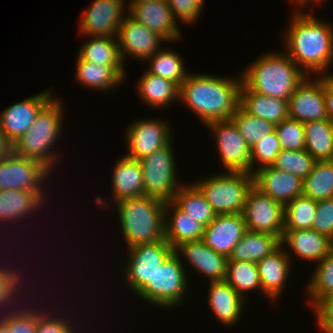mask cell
Wrapping results in <instances>:
<instances>
[{
	"label": "cell",
	"instance_id": "cell-35",
	"mask_svg": "<svg viewBox=\"0 0 333 333\" xmlns=\"http://www.w3.org/2000/svg\"><path fill=\"white\" fill-rule=\"evenodd\" d=\"M182 211L199 221L205 227L217 216L200 190L192 183L181 184L172 200Z\"/></svg>",
	"mask_w": 333,
	"mask_h": 333
},
{
	"label": "cell",
	"instance_id": "cell-31",
	"mask_svg": "<svg viewBox=\"0 0 333 333\" xmlns=\"http://www.w3.org/2000/svg\"><path fill=\"white\" fill-rule=\"evenodd\" d=\"M43 202L35 193L26 190H0V222L21 221L40 211Z\"/></svg>",
	"mask_w": 333,
	"mask_h": 333
},
{
	"label": "cell",
	"instance_id": "cell-40",
	"mask_svg": "<svg viewBox=\"0 0 333 333\" xmlns=\"http://www.w3.org/2000/svg\"><path fill=\"white\" fill-rule=\"evenodd\" d=\"M317 201L304 195L298 196L284 206V230L312 229Z\"/></svg>",
	"mask_w": 333,
	"mask_h": 333
},
{
	"label": "cell",
	"instance_id": "cell-7",
	"mask_svg": "<svg viewBox=\"0 0 333 333\" xmlns=\"http://www.w3.org/2000/svg\"><path fill=\"white\" fill-rule=\"evenodd\" d=\"M184 260L173 252L137 294L138 297L159 308H176L187 296L188 280Z\"/></svg>",
	"mask_w": 333,
	"mask_h": 333
},
{
	"label": "cell",
	"instance_id": "cell-32",
	"mask_svg": "<svg viewBox=\"0 0 333 333\" xmlns=\"http://www.w3.org/2000/svg\"><path fill=\"white\" fill-rule=\"evenodd\" d=\"M281 246V239L275 235L246 231L233 248L228 261H247L258 263Z\"/></svg>",
	"mask_w": 333,
	"mask_h": 333
},
{
	"label": "cell",
	"instance_id": "cell-49",
	"mask_svg": "<svg viewBox=\"0 0 333 333\" xmlns=\"http://www.w3.org/2000/svg\"><path fill=\"white\" fill-rule=\"evenodd\" d=\"M0 320L8 329H13V333H36L37 322L35 321L4 314H0Z\"/></svg>",
	"mask_w": 333,
	"mask_h": 333
},
{
	"label": "cell",
	"instance_id": "cell-39",
	"mask_svg": "<svg viewBox=\"0 0 333 333\" xmlns=\"http://www.w3.org/2000/svg\"><path fill=\"white\" fill-rule=\"evenodd\" d=\"M311 278L307 281L308 304L313 308L321 299L333 293V250L316 263Z\"/></svg>",
	"mask_w": 333,
	"mask_h": 333
},
{
	"label": "cell",
	"instance_id": "cell-56",
	"mask_svg": "<svg viewBox=\"0 0 333 333\" xmlns=\"http://www.w3.org/2000/svg\"><path fill=\"white\" fill-rule=\"evenodd\" d=\"M292 2L294 4H296L298 8H299V6H300V8H301V6H302V8L303 7L306 8V0H292Z\"/></svg>",
	"mask_w": 333,
	"mask_h": 333
},
{
	"label": "cell",
	"instance_id": "cell-33",
	"mask_svg": "<svg viewBox=\"0 0 333 333\" xmlns=\"http://www.w3.org/2000/svg\"><path fill=\"white\" fill-rule=\"evenodd\" d=\"M77 57L75 77L79 84H83L82 86L109 92L114 86L124 82V79L112 67L97 65Z\"/></svg>",
	"mask_w": 333,
	"mask_h": 333
},
{
	"label": "cell",
	"instance_id": "cell-42",
	"mask_svg": "<svg viewBox=\"0 0 333 333\" xmlns=\"http://www.w3.org/2000/svg\"><path fill=\"white\" fill-rule=\"evenodd\" d=\"M315 162L316 160L306 150H281L271 166L304 180L312 171Z\"/></svg>",
	"mask_w": 333,
	"mask_h": 333
},
{
	"label": "cell",
	"instance_id": "cell-20",
	"mask_svg": "<svg viewBox=\"0 0 333 333\" xmlns=\"http://www.w3.org/2000/svg\"><path fill=\"white\" fill-rule=\"evenodd\" d=\"M126 13L164 37L167 42L173 43L179 38L181 40L182 30L174 19L167 0L138 3L132 5Z\"/></svg>",
	"mask_w": 333,
	"mask_h": 333
},
{
	"label": "cell",
	"instance_id": "cell-23",
	"mask_svg": "<svg viewBox=\"0 0 333 333\" xmlns=\"http://www.w3.org/2000/svg\"><path fill=\"white\" fill-rule=\"evenodd\" d=\"M281 245L287 246L286 252L291 250L301 260L304 259L319 263L333 250V240L314 229L307 230H284Z\"/></svg>",
	"mask_w": 333,
	"mask_h": 333
},
{
	"label": "cell",
	"instance_id": "cell-22",
	"mask_svg": "<svg viewBox=\"0 0 333 333\" xmlns=\"http://www.w3.org/2000/svg\"><path fill=\"white\" fill-rule=\"evenodd\" d=\"M254 185L283 206L303 192V179L275 169L272 166L258 169L254 174Z\"/></svg>",
	"mask_w": 333,
	"mask_h": 333
},
{
	"label": "cell",
	"instance_id": "cell-2",
	"mask_svg": "<svg viewBox=\"0 0 333 333\" xmlns=\"http://www.w3.org/2000/svg\"><path fill=\"white\" fill-rule=\"evenodd\" d=\"M242 76L224 77L188 73L180 85L179 102L194 112L205 126L213 121L230 120L240 107Z\"/></svg>",
	"mask_w": 333,
	"mask_h": 333
},
{
	"label": "cell",
	"instance_id": "cell-6",
	"mask_svg": "<svg viewBox=\"0 0 333 333\" xmlns=\"http://www.w3.org/2000/svg\"><path fill=\"white\" fill-rule=\"evenodd\" d=\"M217 215L238 214L244 210L254 177L246 172H226L193 183Z\"/></svg>",
	"mask_w": 333,
	"mask_h": 333
},
{
	"label": "cell",
	"instance_id": "cell-17",
	"mask_svg": "<svg viewBox=\"0 0 333 333\" xmlns=\"http://www.w3.org/2000/svg\"><path fill=\"white\" fill-rule=\"evenodd\" d=\"M53 98L52 90H46L5 108L0 114V129L6 138L14 144Z\"/></svg>",
	"mask_w": 333,
	"mask_h": 333
},
{
	"label": "cell",
	"instance_id": "cell-1",
	"mask_svg": "<svg viewBox=\"0 0 333 333\" xmlns=\"http://www.w3.org/2000/svg\"><path fill=\"white\" fill-rule=\"evenodd\" d=\"M301 10V11H300ZM285 31V52L310 76H332L333 24L302 9L294 10Z\"/></svg>",
	"mask_w": 333,
	"mask_h": 333
},
{
	"label": "cell",
	"instance_id": "cell-52",
	"mask_svg": "<svg viewBox=\"0 0 333 333\" xmlns=\"http://www.w3.org/2000/svg\"><path fill=\"white\" fill-rule=\"evenodd\" d=\"M8 299V287L4 277L0 274V314L5 310Z\"/></svg>",
	"mask_w": 333,
	"mask_h": 333
},
{
	"label": "cell",
	"instance_id": "cell-28",
	"mask_svg": "<svg viewBox=\"0 0 333 333\" xmlns=\"http://www.w3.org/2000/svg\"><path fill=\"white\" fill-rule=\"evenodd\" d=\"M240 107L250 115L269 121L274 125L289 117L288 101L252 91L244 83L240 91Z\"/></svg>",
	"mask_w": 333,
	"mask_h": 333
},
{
	"label": "cell",
	"instance_id": "cell-12",
	"mask_svg": "<svg viewBox=\"0 0 333 333\" xmlns=\"http://www.w3.org/2000/svg\"><path fill=\"white\" fill-rule=\"evenodd\" d=\"M206 127L216 139V148L224 169L228 172L250 173L251 148L246 144L234 121H213Z\"/></svg>",
	"mask_w": 333,
	"mask_h": 333
},
{
	"label": "cell",
	"instance_id": "cell-24",
	"mask_svg": "<svg viewBox=\"0 0 333 333\" xmlns=\"http://www.w3.org/2000/svg\"><path fill=\"white\" fill-rule=\"evenodd\" d=\"M208 287V304L212 313L214 312L213 315H215L216 320L222 325L235 326L243 315L242 311L246 304V299L226 281L210 282Z\"/></svg>",
	"mask_w": 333,
	"mask_h": 333
},
{
	"label": "cell",
	"instance_id": "cell-21",
	"mask_svg": "<svg viewBox=\"0 0 333 333\" xmlns=\"http://www.w3.org/2000/svg\"><path fill=\"white\" fill-rule=\"evenodd\" d=\"M286 246H280L272 254L265 256L257 264L262 293L277 300L283 294L287 280L289 279L292 261L290 253L286 252Z\"/></svg>",
	"mask_w": 333,
	"mask_h": 333
},
{
	"label": "cell",
	"instance_id": "cell-5",
	"mask_svg": "<svg viewBox=\"0 0 333 333\" xmlns=\"http://www.w3.org/2000/svg\"><path fill=\"white\" fill-rule=\"evenodd\" d=\"M62 105L59 98H53L38 113L30 129L13 144L15 154L42 163L52 173L53 168L59 163L53 146L59 141V136L63 132Z\"/></svg>",
	"mask_w": 333,
	"mask_h": 333
},
{
	"label": "cell",
	"instance_id": "cell-30",
	"mask_svg": "<svg viewBox=\"0 0 333 333\" xmlns=\"http://www.w3.org/2000/svg\"><path fill=\"white\" fill-rule=\"evenodd\" d=\"M136 91L146 105L153 108H165L179 100L180 87L173 81L153 75L147 71L137 82ZM176 99V100H175Z\"/></svg>",
	"mask_w": 333,
	"mask_h": 333
},
{
	"label": "cell",
	"instance_id": "cell-3",
	"mask_svg": "<svg viewBox=\"0 0 333 333\" xmlns=\"http://www.w3.org/2000/svg\"><path fill=\"white\" fill-rule=\"evenodd\" d=\"M265 52L241 74L252 91L288 101L296 86L307 76L286 52Z\"/></svg>",
	"mask_w": 333,
	"mask_h": 333
},
{
	"label": "cell",
	"instance_id": "cell-55",
	"mask_svg": "<svg viewBox=\"0 0 333 333\" xmlns=\"http://www.w3.org/2000/svg\"><path fill=\"white\" fill-rule=\"evenodd\" d=\"M149 2V1H160V0H132L129 4H128V9L132 6V5H135V4H138V3H144V2Z\"/></svg>",
	"mask_w": 333,
	"mask_h": 333
},
{
	"label": "cell",
	"instance_id": "cell-8",
	"mask_svg": "<svg viewBox=\"0 0 333 333\" xmlns=\"http://www.w3.org/2000/svg\"><path fill=\"white\" fill-rule=\"evenodd\" d=\"M171 144L172 140L139 160L143 170L144 196L159 199L164 203L172 201L181 187L176 179L177 164Z\"/></svg>",
	"mask_w": 333,
	"mask_h": 333
},
{
	"label": "cell",
	"instance_id": "cell-26",
	"mask_svg": "<svg viewBox=\"0 0 333 333\" xmlns=\"http://www.w3.org/2000/svg\"><path fill=\"white\" fill-rule=\"evenodd\" d=\"M112 172L114 202L144 196L143 170L139 160L124 155L116 161Z\"/></svg>",
	"mask_w": 333,
	"mask_h": 333
},
{
	"label": "cell",
	"instance_id": "cell-18",
	"mask_svg": "<svg viewBox=\"0 0 333 333\" xmlns=\"http://www.w3.org/2000/svg\"><path fill=\"white\" fill-rule=\"evenodd\" d=\"M173 251L179 259L184 257L185 263L187 262L189 266L194 267L208 280L210 279L209 282L225 281L228 258L216 253L202 239L183 242L177 245Z\"/></svg>",
	"mask_w": 333,
	"mask_h": 333
},
{
	"label": "cell",
	"instance_id": "cell-11",
	"mask_svg": "<svg viewBox=\"0 0 333 333\" xmlns=\"http://www.w3.org/2000/svg\"><path fill=\"white\" fill-rule=\"evenodd\" d=\"M248 231L267 233L282 239L284 206L255 185L249 190L242 212Z\"/></svg>",
	"mask_w": 333,
	"mask_h": 333
},
{
	"label": "cell",
	"instance_id": "cell-4",
	"mask_svg": "<svg viewBox=\"0 0 333 333\" xmlns=\"http://www.w3.org/2000/svg\"><path fill=\"white\" fill-rule=\"evenodd\" d=\"M163 201L140 196L115 202L126 248L165 240Z\"/></svg>",
	"mask_w": 333,
	"mask_h": 333
},
{
	"label": "cell",
	"instance_id": "cell-46",
	"mask_svg": "<svg viewBox=\"0 0 333 333\" xmlns=\"http://www.w3.org/2000/svg\"><path fill=\"white\" fill-rule=\"evenodd\" d=\"M56 313V314H55ZM63 316V317H62ZM67 319V316L63 314L60 316L56 312L50 313L44 320L37 322L36 333H78L80 330L78 329L77 322H74V318L72 320ZM74 322V324H73ZM77 325V328L75 327ZM79 330V331H78Z\"/></svg>",
	"mask_w": 333,
	"mask_h": 333
},
{
	"label": "cell",
	"instance_id": "cell-51",
	"mask_svg": "<svg viewBox=\"0 0 333 333\" xmlns=\"http://www.w3.org/2000/svg\"><path fill=\"white\" fill-rule=\"evenodd\" d=\"M13 151V144L6 138L0 129V160Z\"/></svg>",
	"mask_w": 333,
	"mask_h": 333
},
{
	"label": "cell",
	"instance_id": "cell-41",
	"mask_svg": "<svg viewBox=\"0 0 333 333\" xmlns=\"http://www.w3.org/2000/svg\"><path fill=\"white\" fill-rule=\"evenodd\" d=\"M238 127L241 136L251 148L275 130V125L259 117L250 115L239 107L231 118Z\"/></svg>",
	"mask_w": 333,
	"mask_h": 333
},
{
	"label": "cell",
	"instance_id": "cell-37",
	"mask_svg": "<svg viewBox=\"0 0 333 333\" xmlns=\"http://www.w3.org/2000/svg\"><path fill=\"white\" fill-rule=\"evenodd\" d=\"M148 61L147 72L173 81L179 87L188 74L182 56L173 49L161 48L145 62Z\"/></svg>",
	"mask_w": 333,
	"mask_h": 333
},
{
	"label": "cell",
	"instance_id": "cell-43",
	"mask_svg": "<svg viewBox=\"0 0 333 333\" xmlns=\"http://www.w3.org/2000/svg\"><path fill=\"white\" fill-rule=\"evenodd\" d=\"M280 151L278 135L274 130L251 147L250 173L254 174L258 169L271 166Z\"/></svg>",
	"mask_w": 333,
	"mask_h": 333
},
{
	"label": "cell",
	"instance_id": "cell-47",
	"mask_svg": "<svg viewBox=\"0 0 333 333\" xmlns=\"http://www.w3.org/2000/svg\"><path fill=\"white\" fill-rule=\"evenodd\" d=\"M312 229L333 240V198L317 201Z\"/></svg>",
	"mask_w": 333,
	"mask_h": 333
},
{
	"label": "cell",
	"instance_id": "cell-29",
	"mask_svg": "<svg viewBox=\"0 0 333 333\" xmlns=\"http://www.w3.org/2000/svg\"><path fill=\"white\" fill-rule=\"evenodd\" d=\"M24 275L23 273L21 274L20 271H15L12 273H3L2 276L4 277L6 283H7V287H8V299H7V304L5 307V310L3 312L4 315L7 316H14V317H21V318H26L35 322H39L41 320H44L50 313H52V310L54 311V308L48 312V310H46L45 308L41 309L40 306L37 307V304H33L32 300H31V305H28V300L26 299L29 295H24L25 291L23 292V287L25 285V281H24V277L22 276ZM23 277V278H22ZM23 279V280H22ZM24 281V282H22ZM27 286V285H25ZM24 286V289H26V287ZM21 293V295H20ZM21 296V297H20ZM23 296H27L25 298V302L26 305H24L22 302L19 301L20 299L22 301H24ZM31 296H29L30 298ZM18 300V301H17ZM18 302V303H17ZM30 302V300H29ZM15 305H14V304ZM20 305V306H19ZM17 306V307H16ZM26 306V307H24ZM30 306V307H28ZM36 308V309H34Z\"/></svg>",
	"mask_w": 333,
	"mask_h": 333
},
{
	"label": "cell",
	"instance_id": "cell-38",
	"mask_svg": "<svg viewBox=\"0 0 333 333\" xmlns=\"http://www.w3.org/2000/svg\"><path fill=\"white\" fill-rule=\"evenodd\" d=\"M225 281L244 299L247 291H261L259 271L256 263L247 261H227ZM246 293V294H245Z\"/></svg>",
	"mask_w": 333,
	"mask_h": 333
},
{
	"label": "cell",
	"instance_id": "cell-15",
	"mask_svg": "<svg viewBox=\"0 0 333 333\" xmlns=\"http://www.w3.org/2000/svg\"><path fill=\"white\" fill-rule=\"evenodd\" d=\"M117 39L123 62L128 55L145 62L160 50V42H167L164 37L149 30L128 13L119 26Z\"/></svg>",
	"mask_w": 333,
	"mask_h": 333
},
{
	"label": "cell",
	"instance_id": "cell-45",
	"mask_svg": "<svg viewBox=\"0 0 333 333\" xmlns=\"http://www.w3.org/2000/svg\"><path fill=\"white\" fill-rule=\"evenodd\" d=\"M172 15L176 21L182 24H190L199 20L203 13L204 0H167Z\"/></svg>",
	"mask_w": 333,
	"mask_h": 333
},
{
	"label": "cell",
	"instance_id": "cell-25",
	"mask_svg": "<svg viewBox=\"0 0 333 333\" xmlns=\"http://www.w3.org/2000/svg\"><path fill=\"white\" fill-rule=\"evenodd\" d=\"M204 230L203 224L182 211L173 201L165 204L164 237L173 249L183 242L201 240Z\"/></svg>",
	"mask_w": 333,
	"mask_h": 333
},
{
	"label": "cell",
	"instance_id": "cell-19",
	"mask_svg": "<svg viewBox=\"0 0 333 333\" xmlns=\"http://www.w3.org/2000/svg\"><path fill=\"white\" fill-rule=\"evenodd\" d=\"M247 231L242 213L217 215L203 232V242L216 253L230 257Z\"/></svg>",
	"mask_w": 333,
	"mask_h": 333
},
{
	"label": "cell",
	"instance_id": "cell-10",
	"mask_svg": "<svg viewBox=\"0 0 333 333\" xmlns=\"http://www.w3.org/2000/svg\"><path fill=\"white\" fill-rule=\"evenodd\" d=\"M127 251L129 253L123 276L128 289H132L136 294L152 280L156 270L174 252L166 240L138 244Z\"/></svg>",
	"mask_w": 333,
	"mask_h": 333
},
{
	"label": "cell",
	"instance_id": "cell-50",
	"mask_svg": "<svg viewBox=\"0 0 333 333\" xmlns=\"http://www.w3.org/2000/svg\"><path fill=\"white\" fill-rule=\"evenodd\" d=\"M323 93L327 117L333 121V75L323 76Z\"/></svg>",
	"mask_w": 333,
	"mask_h": 333
},
{
	"label": "cell",
	"instance_id": "cell-36",
	"mask_svg": "<svg viewBox=\"0 0 333 333\" xmlns=\"http://www.w3.org/2000/svg\"><path fill=\"white\" fill-rule=\"evenodd\" d=\"M302 195L319 201L333 198V160L316 161L303 180Z\"/></svg>",
	"mask_w": 333,
	"mask_h": 333
},
{
	"label": "cell",
	"instance_id": "cell-34",
	"mask_svg": "<svg viewBox=\"0 0 333 333\" xmlns=\"http://www.w3.org/2000/svg\"><path fill=\"white\" fill-rule=\"evenodd\" d=\"M305 130V150L316 160H333L332 121H309L303 123Z\"/></svg>",
	"mask_w": 333,
	"mask_h": 333
},
{
	"label": "cell",
	"instance_id": "cell-14",
	"mask_svg": "<svg viewBox=\"0 0 333 333\" xmlns=\"http://www.w3.org/2000/svg\"><path fill=\"white\" fill-rule=\"evenodd\" d=\"M125 3V0H94L80 17L81 36L117 37L119 26L126 17L124 11H128Z\"/></svg>",
	"mask_w": 333,
	"mask_h": 333
},
{
	"label": "cell",
	"instance_id": "cell-48",
	"mask_svg": "<svg viewBox=\"0 0 333 333\" xmlns=\"http://www.w3.org/2000/svg\"><path fill=\"white\" fill-rule=\"evenodd\" d=\"M312 309L321 331L333 333V293L321 299Z\"/></svg>",
	"mask_w": 333,
	"mask_h": 333
},
{
	"label": "cell",
	"instance_id": "cell-54",
	"mask_svg": "<svg viewBox=\"0 0 333 333\" xmlns=\"http://www.w3.org/2000/svg\"><path fill=\"white\" fill-rule=\"evenodd\" d=\"M0 333H13V329H8V327L0 320Z\"/></svg>",
	"mask_w": 333,
	"mask_h": 333
},
{
	"label": "cell",
	"instance_id": "cell-13",
	"mask_svg": "<svg viewBox=\"0 0 333 333\" xmlns=\"http://www.w3.org/2000/svg\"><path fill=\"white\" fill-rule=\"evenodd\" d=\"M157 119L134 121L125 131L126 156L140 160L172 140V128L168 122Z\"/></svg>",
	"mask_w": 333,
	"mask_h": 333
},
{
	"label": "cell",
	"instance_id": "cell-9",
	"mask_svg": "<svg viewBox=\"0 0 333 333\" xmlns=\"http://www.w3.org/2000/svg\"><path fill=\"white\" fill-rule=\"evenodd\" d=\"M51 173L42 163L12 151L0 160V190L30 191L44 202L47 197L43 183Z\"/></svg>",
	"mask_w": 333,
	"mask_h": 333
},
{
	"label": "cell",
	"instance_id": "cell-57",
	"mask_svg": "<svg viewBox=\"0 0 333 333\" xmlns=\"http://www.w3.org/2000/svg\"><path fill=\"white\" fill-rule=\"evenodd\" d=\"M312 1V2H311ZM324 1H326V0H306V7L308 6L307 4H308V2L310 3H312L313 5H314V3L315 4H319V5H321V3H324Z\"/></svg>",
	"mask_w": 333,
	"mask_h": 333
},
{
	"label": "cell",
	"instance_id": "cell-27",
	"mask_svg": "<svg viewBox=\"0 0 333 333\" xmlns=\"http://www.w3.org/2000/svg\"><path fill=\"white\" fill-rule=\"evenodd\" d=\"M89 38L79 49L78 56L85 61L97 65L112 67L123 79L125 76V64L120 54L117 37H85Z\"/></svg>",
	"mask_w": 333,
	"mask_h": 333
},
{
	"label": "cell",
	"instance_id": "cell-16",
	"mask_svg": "<svg viewBox=\"0 0 333 333\" xmlns=\"http://www.w3.org/2000/svg\"><path fill=\"white\" fill-rule=\"evenodd\" d=\"M317 77V78H316ZM307 75L288 100L289 118L300 122L328 119L323 93V76Z\"/></svg>",
	"mask_w": 333,
	"mask_h": 333
},
{
	"label": "cell",
	"instance_id": "cell-53",
	"mask_svg": "<svg viewBox=\"0 0 333 333\" xmlns=\"http://www.w3.org/2000/svg\"><path fill=\"white\" fill-rule=\"evenodd\" d=\"M11 224V223H9V222H0V225L1 224H3L2 226H4V224L6 225V224ZM1 232V231H0ZM1 263V262H0ZM9 264V263H8ZM8 264H6V265H4V264H2L1 263V265H0V274L2 275L3 273H12V272H15V271H19V270H21L20 268L19 269H16V267H14V266H8ZM14 264V263H13ZM2 266V267H1Z\"/></svg>",
	"mask_w": 333,
	"mask_h": 333
},
{
	"label": "cell",
	"instance_id": "cell-44",
	"mask_svg": "<svg viewBox=\"0 0 333 333\" xmlns=\"http://www.w3.org/2000/svg\"><path fill=\"white\" fill-rule=\"evenodd\" d=\"M281 150H305V130L303 122L287 118L275 125Z\"/></svg>",
	"mask_w": 333,
	"mask_h": 333
}]
</instances>
